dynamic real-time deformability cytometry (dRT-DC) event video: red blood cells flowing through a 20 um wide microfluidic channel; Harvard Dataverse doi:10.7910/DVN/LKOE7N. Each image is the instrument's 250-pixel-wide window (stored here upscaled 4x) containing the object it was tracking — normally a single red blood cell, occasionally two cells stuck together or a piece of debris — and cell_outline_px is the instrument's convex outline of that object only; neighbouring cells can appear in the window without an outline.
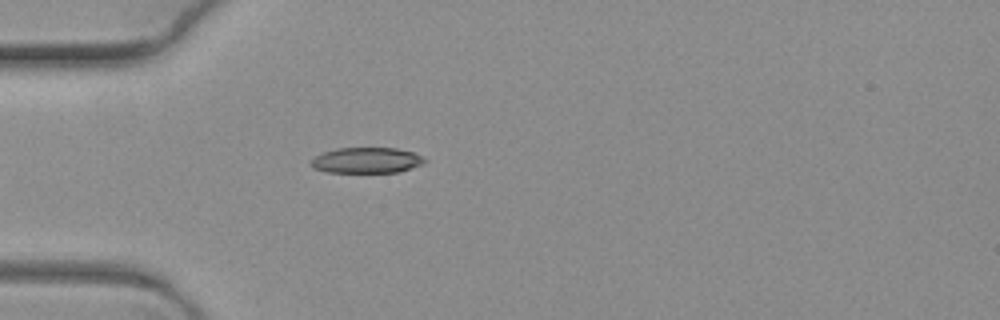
{"species": "common noctule bat (a hibernating species)", "species_latin": "Nyctalus noctula", "temperature_condition": "warm", "stored_images_in_passage": 5, "camera_frame_rate_fps": 3000, "um_per_image_px": 0.085, "animal": {"sex": "female", "body_mass_g": 19.3, "forearm_length_mm": 54.1}, "frame": {"image": 1, "passage_image": 5, "time_ms": 1.333, "image_size_px": [1000, 320], "cell_outline_px": [[428, 160], [424, 164], [396, 172], [328, 172], [312, 168], [308, 164], [316, 156], [324, 152], [336, 148], [396, 148], [412, 152]], "centroid_in_image_um": [31.14, 13.62], "position_along_channel_um": 53.9, "area_um2": 16.94}}